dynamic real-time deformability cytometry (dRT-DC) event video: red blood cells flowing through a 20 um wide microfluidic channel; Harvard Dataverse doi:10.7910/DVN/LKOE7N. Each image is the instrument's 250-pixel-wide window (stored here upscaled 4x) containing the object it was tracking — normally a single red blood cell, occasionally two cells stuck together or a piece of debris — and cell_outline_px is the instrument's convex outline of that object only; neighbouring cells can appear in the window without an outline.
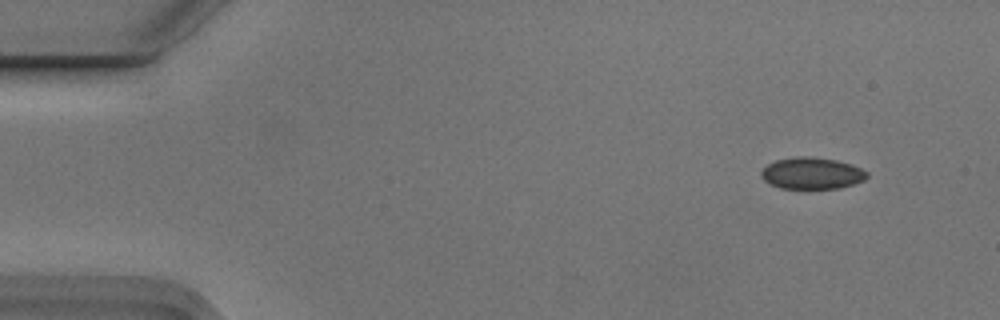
{"species": "Egyptian fruit bat (a non-hibernating species)", "species_latin": "Rousettus aegyptiacus", "temperature_condition": "cold", "stored_images_in_passage": 5, "camera_frame_rate_fps": 3000, "um_per_image_px": 0.085, "animal": {"sex": "male"}, "frame": {"image": 1, "passage_image": 1, "time_ms": 0.0, "image_size_px": [1000, 320], "cell_outline_px": [[868, 176], [864, 180], [840, 188], [780, 188], [764, 180], [760, 176], [760, 172], [768, 164], [776, 160], [796, 156], [812, 156], [836, 160], [852, 164], [868, 172]], "centroid_in_image_um": [69.01, 14.71], "position_along_channel_um": 16.0, "area_um2": 19.48}}
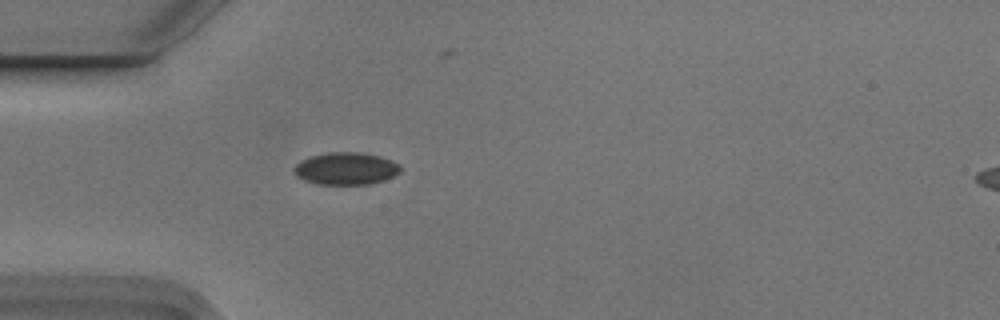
{"frame": {"image": 2, "passage_image": 4, "time_ms": 1.0, "image_size_px": [1000, 320], "cell_outline_px": [[400, 172], [384, 180], [372, 184], [316, 184], [304, 180], [296, 176], [292, 172], [292, 168], [300, 160], [308, 156], [328, 152], [360, 152], [380, 156], [392, 160], [400, 164]], "centroid_in_image_um": [29.36, 14.32], "position_along_channel_um": 55.6, "area_um2": 20.35}}